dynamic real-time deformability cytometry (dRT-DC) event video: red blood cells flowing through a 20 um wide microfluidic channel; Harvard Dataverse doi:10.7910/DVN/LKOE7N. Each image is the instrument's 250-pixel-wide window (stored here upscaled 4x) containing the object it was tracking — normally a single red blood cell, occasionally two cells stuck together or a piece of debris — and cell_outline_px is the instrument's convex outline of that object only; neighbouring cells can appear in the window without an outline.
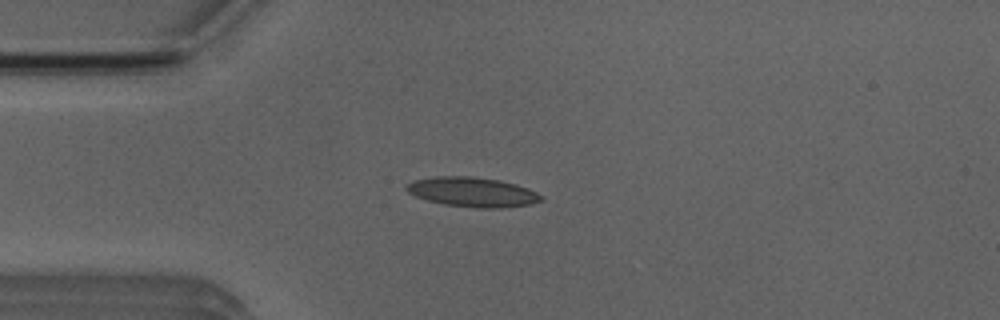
{"species": "Egyptian fruit bat (a non-hibernating species)", "species_latin": "Rousettus aegyptiacus", "temperature_condition": "room temperature", "stored_images_in_passage": 2, "camera_frame_rate_fps": 3000, "um_per_image_px": 0.085, "animal": {"sex": "male"}, "frame": {"image": 1, "passage_image": 2, "time_ms": 2.0, "image_size_px": [1000, 320], "cell_outline_px": [[544, 200], [532, 204], [500, 208], [476, 208], [444, 204], [428, 200], [416, 196], [408, 192], [404, 188], [404, 184], [412, 180], [436, 176], [472, 176], [500, 180], [516, 184], [528, 188], [544, 196]], "centroid_in_image_um": [40.16, 16.32], "position_along_channel_um": 44.8, "area_um2": 23.52}}